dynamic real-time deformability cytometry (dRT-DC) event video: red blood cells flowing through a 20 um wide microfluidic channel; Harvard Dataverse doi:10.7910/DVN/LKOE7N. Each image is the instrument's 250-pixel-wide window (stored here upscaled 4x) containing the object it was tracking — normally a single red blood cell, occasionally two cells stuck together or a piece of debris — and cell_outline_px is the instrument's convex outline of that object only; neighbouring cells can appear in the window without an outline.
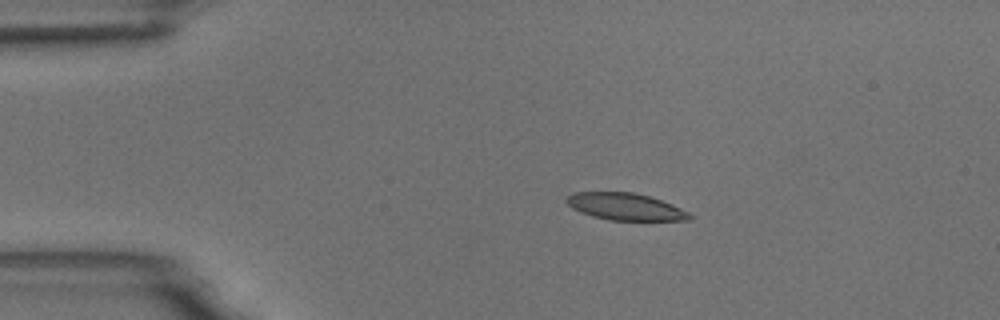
{"species": "common noctule bat (a hibernating species)", "species_latin": "Nyctalus noctula", "temperature_condition": "room temperature", "stored_images_in_passage": 8, "camera_frame_rate_fps": 3000, "um_per_image_px": 0.085, "animal": {"sex": "male", "body_mass_g": 18.8}, "frame": {"image": 1, "passage_image": 3, "time_ms": 3.333, "image_size_px": [1000, 320], "cell_outline_px": [[692, 216], [688, 220], [608, 220], [592, 216], [580, 212], [572, 208], [564, 200], [564, 196], [572, 192], [632, 192], [648, 196], [672, 204], [688, 212]], "centroid_in_image_um": [53.08, 17.56], "position_along_channel_um": 31.9, "area_um2": 19.36}}
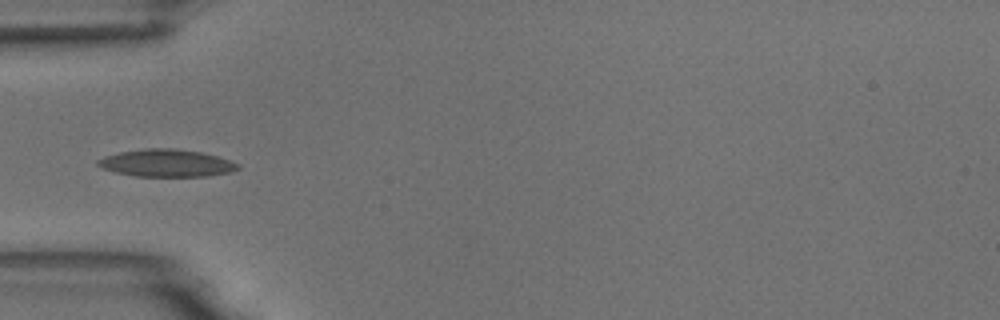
{"frame": {"image": 2, "passage_image": 5, "time_ms": 5.667, "image_size_px": [1000, 320], "cell_outline_px": [[240, 168], [232, 172], [208, 176], [136, 176], [116, 172], [104, 168], [96, 164], [96, 160], [104, 156], [120, 152], [144, 148], [172, 148], [200, 152], [216, 156], [240, 164]], "centroid_in_image_um": [14.16, 13.86], "position_along_channel_um": 70.8, "area_um2": 22.25}}